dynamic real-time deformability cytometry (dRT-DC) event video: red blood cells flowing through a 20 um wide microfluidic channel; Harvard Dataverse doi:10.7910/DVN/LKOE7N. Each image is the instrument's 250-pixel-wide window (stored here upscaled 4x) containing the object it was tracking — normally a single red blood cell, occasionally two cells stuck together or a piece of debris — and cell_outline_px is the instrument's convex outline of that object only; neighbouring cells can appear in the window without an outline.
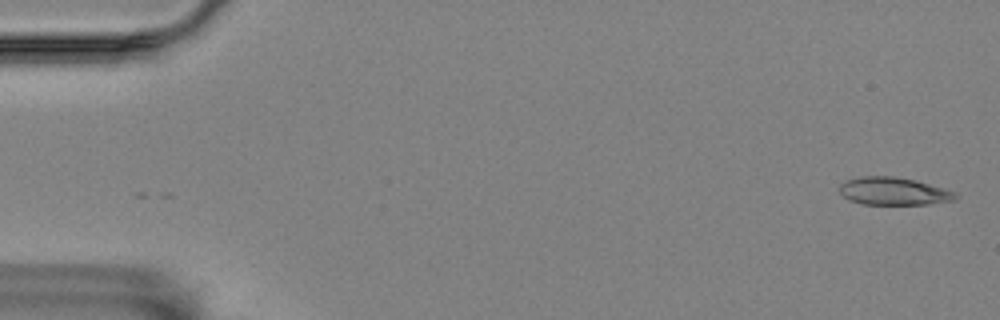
{"species": "Egyptian fruit bat (a non-hibernating species)", "species_latin": "Rousettus aegyptiacus", "temperature_condition": "room temperature", "stored_images_in_passage": 8, "camera_frame_rate_fps": 3000, "um_per_image_px": 0.085, "animal": {"sex": "female"}, "frame": {"image": 1, "passage_image": 1, "time_ms": 0.0, "image_size_px": [1000, 320], "cell_outline_px": [[956, 196], [952, 200], [928, 204], [864, 204], [848, 200], [840, 192], [840, 184], [848, 180], [860, 176], [892, 176], [916, 180], [944, 188], [956, 192]], "centroid_in_image_um": [75.94, 16.25], "position_along_channel_um": 9.1, "area_um2": 18.55}}
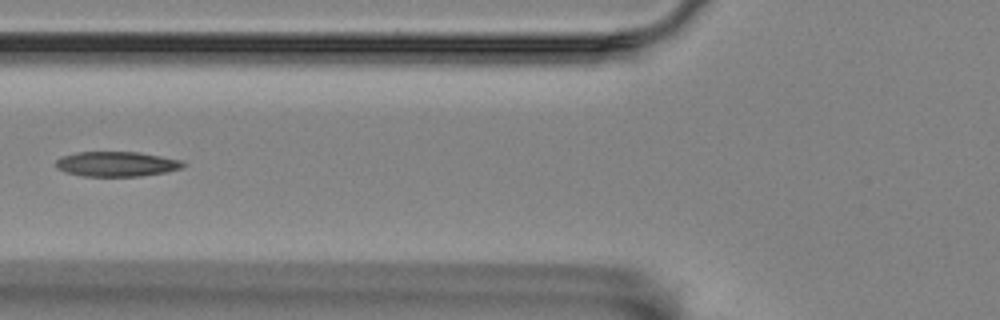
{"frame": {"image": 2, "passage_image": 6, "time_ms": 1.667, "image_size_px": [1000, 320], "cell_outline_px": [[184, 164], [180, 168], [164, 172], [140, 176], [84, 176], [64, 172], [56, 168], [56, 160], [60, 156], [76, 152], [140, 152], [180, 160]], "centroid_in_image_um": [9.83, 13.93], "position_along_channel_um": 116.0, "area_um2": 18.38}}
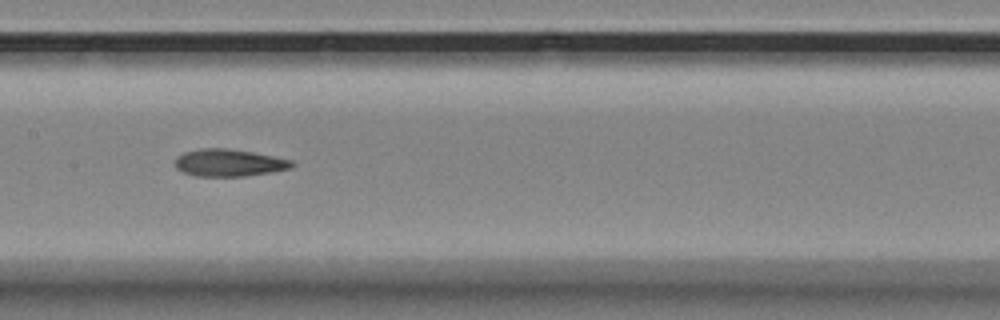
{"frame": {"image": 3, "passage_image": 8, "time_ms": 2.333, "image_size_px": [1000, 320], "cell_outline_px": [[296, 164], [292, 168], [272, 172], [244, 176], [196, 176], [184, 172], [176, 168], [176, 156], [184, 152], [200, 148], [224, 148], [252, 152], [292, 160]], "centroid_in_image_um": [19.47, 13.83], "position_along_channel_um": 187.9, "area_um2": 18.5}}